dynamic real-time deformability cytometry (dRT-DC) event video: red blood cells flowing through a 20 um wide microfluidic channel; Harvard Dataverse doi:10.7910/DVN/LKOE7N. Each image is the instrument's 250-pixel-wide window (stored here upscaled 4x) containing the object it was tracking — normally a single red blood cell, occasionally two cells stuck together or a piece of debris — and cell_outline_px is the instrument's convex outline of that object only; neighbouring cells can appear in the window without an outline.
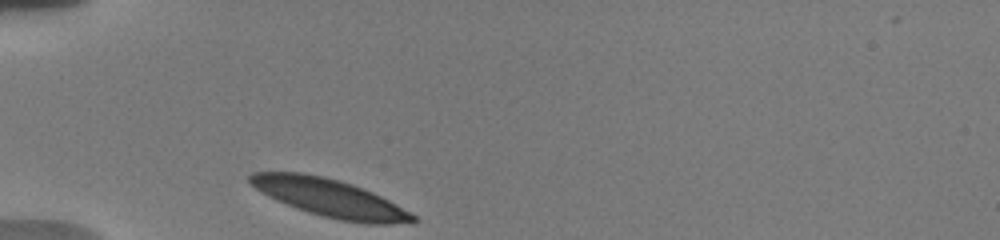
{"species": "human", "species_latin": "Homo sapiens", "temperature_condition": "warm", "stored_images_in_passage": 9, "camera_frame_rate_fps": 3000, "um_per_image_px": 0.085, "donor": {"sex": "male"}, "frame": {"image": 1, "passage_image": 1, "time_ms": 0.0, "image_size_px": [1000, 240], "cell_outline_px": [[416, 220], [412, 224], [368, 224], [340, 220], [308, 212], [296, 208], [276, 200], [268, 196], [256, 188], [248, 180], [248, 176], [252, 172], [300, 172], [324, 176], [352, 184], [372, 192], [396, 204], [416, 216]], "centroid_in_image_um": [28.05, 16.83], "position_along_channel_um": 57.0, "area_um2": 35.78}}
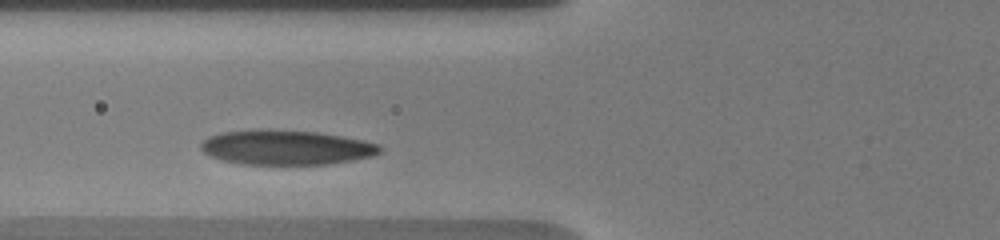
{"frame": {"image": 2, "passage_image": 6, "time_ms": 1.667, "image_size_px": [1000, 240], "cell_outline_px": [[380, 152], [372, 156], [352, 160], [328, 164], [240, 164], [224, 160], [212, 156], [204, 152], [200, 148], [200, 144], [208, 136], [224, 132], [316, 132], [364, 140], [380, 144]], "centroid_in_image_um": [24.37, 12.57], "position_along_channel_um": 101.4, "area_um2": 34.85}}
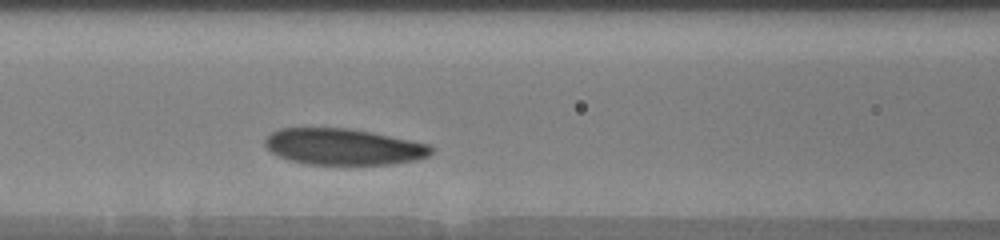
{"frame": {"image": 3, "passage_image": 9, "time_ms": 2.667, "image_size_px": [1000, 240], "cell_outline_px": [[432, 152], [428, 156], [416, 160], [396, 164], [304, 164], [288, 160], [272, 152], [264, 144], [264, 140], [272, 132], [280, 128], [352, 128], [372, 132], [428, 144], [432, 148]], "centroid_in_image_um": [29.18, 12.47], "position_along_channel_um": 137.4, "area_um2": 35.08}}